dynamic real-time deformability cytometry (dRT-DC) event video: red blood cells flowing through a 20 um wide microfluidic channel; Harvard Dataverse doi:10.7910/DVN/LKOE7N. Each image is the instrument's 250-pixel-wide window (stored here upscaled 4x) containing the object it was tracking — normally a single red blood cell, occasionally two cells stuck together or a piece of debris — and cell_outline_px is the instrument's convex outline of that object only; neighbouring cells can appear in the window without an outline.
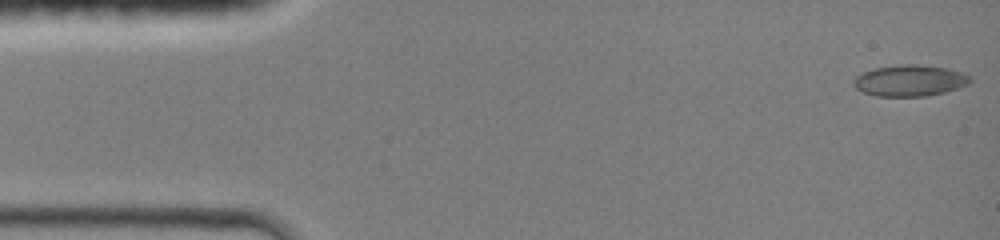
{"species": "common noctule bat (a hibernating species)", "species_latin": "Nyctalus noctula", "temperature_condition": "room temperature", "stored_images_in_passage": 44, "camera_frame_rate_fps": 3000, "um_per_image_px": 0.085, "animal": {"sex": "female", "body_mass_g": 19.0, "forearm_length_mm": 51.5}, "frame": {"image": 1, "passage_image": 1, "time_ms": 0.0, "image_size_px": [1000, 240], "cell_outline_px": [[972, 80], [968, 84], [944, 92], [924, 96], [876, 96], [864, 92], [856, 88], [852, 84], [856, 76], [864, 72], [876, 68], [904, 64], [916, 64], [948, 68], [960, 72], [968, 76]], "centroid_in_image_um": [77.32, 6.85], "position_along_channel_um": 7.7, "area_um2": 20.92}}
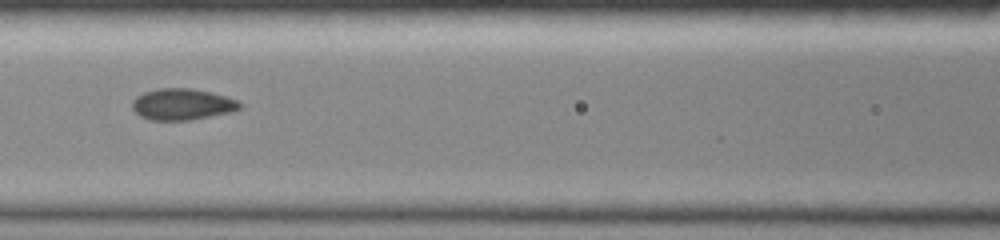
{"frame": {"image": 2, "passage_image": 19, "time_ms": 6.0, "image_size_px": [1000, 240], "cell_outline_px": [[244, 104], [240, 108], [232, 112], [192, 120], [152, 120], [140, 116], [132, 108], [132, 100], [136, 96], [144, 92], [160, 88], [192, 88], [212, 92], [236, 100]], "centroid_in_image_um": [15.5, 8.86], "position_along_channel_um": 151.1, "area_um2": 19.77}}
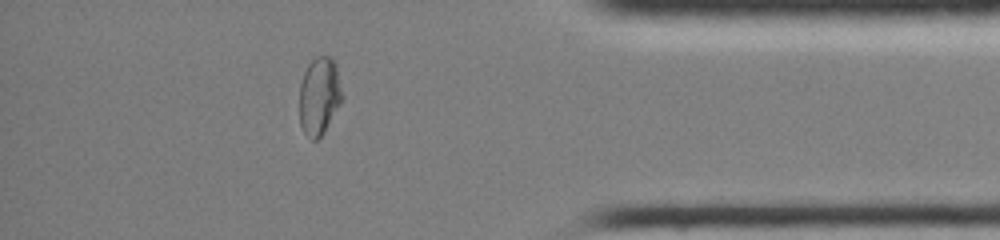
{"frame": {"image": 3, "passage_image": 38, "time_ms": 12.333, "image_size_px": [1000, 240], "cell_outline_px": [[344, 96], [324, 132], [316, 140], [312, 140], [304, 132], [300, 124], [300, 84], [304, 72], [308, 64], [316, 56], [328, 56], [336, 64]], "centroid_in_image_um": [27.15, 8.14], "position_along_channel_um": 408.1, "area_um2": 19.31}, "authors_computed_cell_mechanics": {"area_um2": 19.7387, "velocity_mm_per_s": 4.3324, "shape_relaxation_time_tau1_ms": null, "shape_relaxation_time_tau2_ms": 0.8868, "deformation_change_tau1": null, "deformation_change_tau2": 0.0511}}